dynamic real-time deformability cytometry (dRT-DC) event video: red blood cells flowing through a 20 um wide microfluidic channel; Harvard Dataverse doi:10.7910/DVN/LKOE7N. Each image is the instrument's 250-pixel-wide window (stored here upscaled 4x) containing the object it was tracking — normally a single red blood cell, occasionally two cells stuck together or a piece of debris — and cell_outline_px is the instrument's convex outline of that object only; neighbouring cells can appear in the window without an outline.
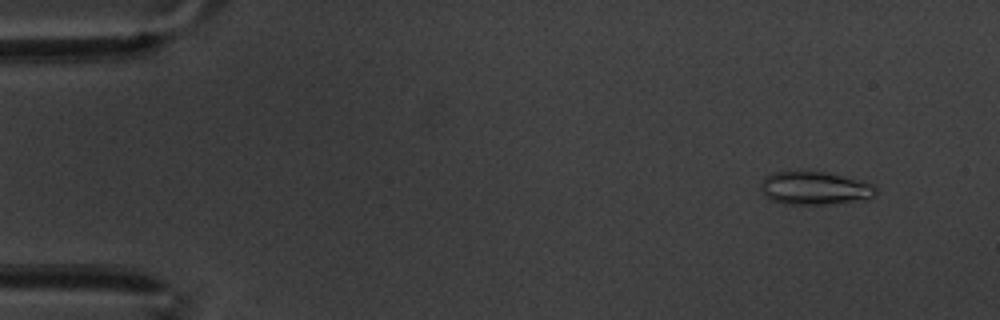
{"species": "common noctule bat (a hibernating species)", "species_latin": "Nyctalus noctula", "temperature_condition": "warm", "stored_images_in_passage": 60, "camera_frame_rate_fps": 3000, "um_per_image_px": 0.085, "animal": {"sex": "male", "body_mass_g": 20.1, "forearm_length_mm": 53.5}, "frame": {"image": 1, "passage_image": 5, "time_ms": 1.333, "image_size_px": [1000, 320], "cell_outline_px": [[876, 192], [868, 200], [836, 204], [784, 204], [772, 200], [764, 196], [760, 188], [760, 184], [764, 176], [772, 172], [800, 168], [828, 172], [876, 184]], "centroid_in_image_um": [69.23, 15.95], "position_along_channel_um": 15.8, "area_um2": 23.41}}
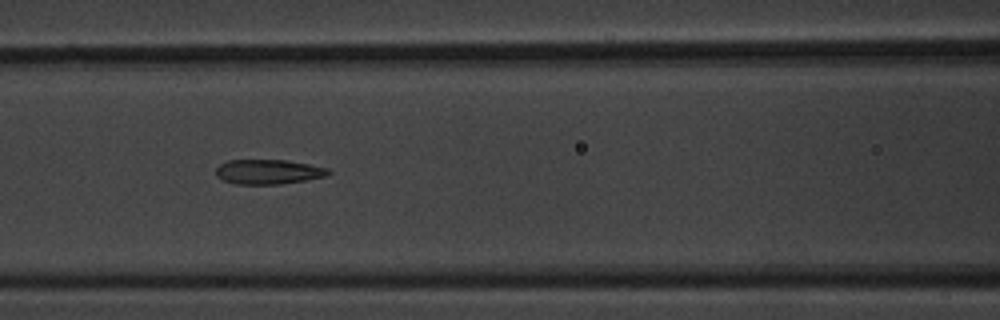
{"frame": {"image": 2, "passage_image": 26, "time_ms": 8.333, "image_size_px": [1000, 320], "cell_outline_px": [[332, 172], [328, 176], [280, 184], [236, 184], [224, 180], [216, 176], [216, 168], [220, 164], [228, 160], [288, 160], [328, 168]], "centroid_in_image_um": [22.82, 14.6], "position_along_channel_um": 143.8, "area_um2": 16.18}}
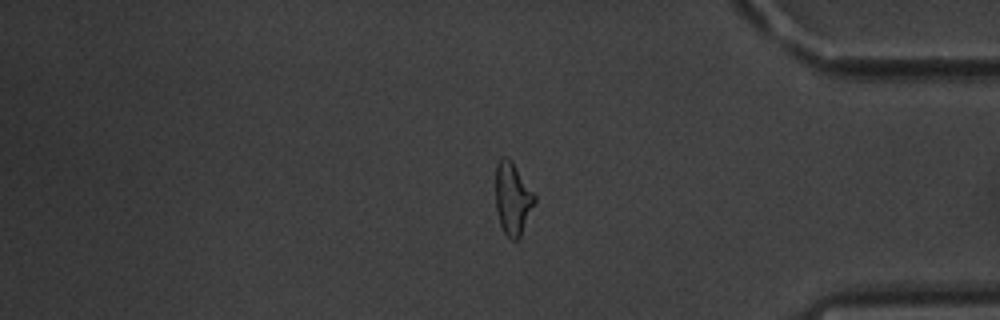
{"frame": {"image": 3, "passage_image": 50, "time_ms": 16.333, "image_size_px": [1000, 320], "cell_outline_px": [[536, 204], [520, 236], [516, 240], [512, 240], [504, 232], [500, 224], [496, 212], [496, 164], [500, 156], [508, 156], [512, 160], [536, 196]], "centroid_in_image_um": [43.58, 16.85], "position_along_channel_um": 391.6, "area_um2": 16.7}, "authors_computed_cell_mechanics": {"area_um2": 17.3978, "velocity_mm_per_s": 3.3739, "shape_relaxation_time_tau1_ms": null, "shape_relaxation_time_tau2_ms": 2.2061, "deformation_change_tau1": null, "deformation_change_tau2": 0.1033}}